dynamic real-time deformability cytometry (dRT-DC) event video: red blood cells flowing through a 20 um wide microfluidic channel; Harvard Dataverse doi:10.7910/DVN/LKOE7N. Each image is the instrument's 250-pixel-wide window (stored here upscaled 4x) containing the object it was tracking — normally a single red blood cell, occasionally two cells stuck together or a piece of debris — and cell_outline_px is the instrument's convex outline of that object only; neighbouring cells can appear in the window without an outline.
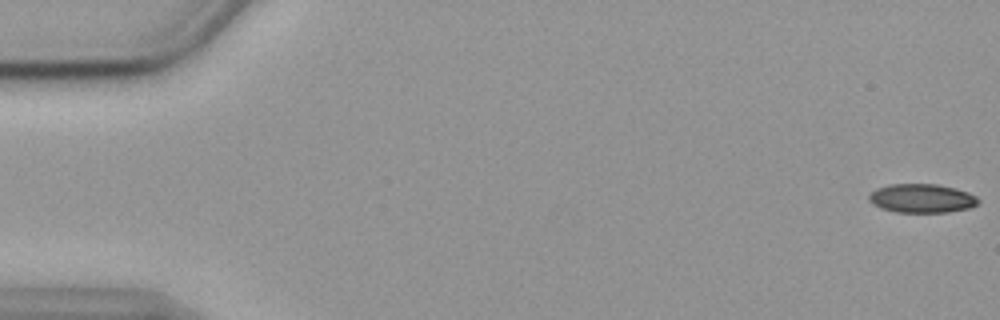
{"species": "common noctule bat (a hibernating species)", "species_latin": "Nyctalus noctula", "temperature_condition": "cold", "stored_images_in_passage": 56, "camera_frame_rate_fps": 3000, "um_per_image_px": 0.085, "animal": {"sex": "female", "body_mass_g": 19.9}, "frame": {"image": 1, "passage_image": 1, "time_ms": 0.0, "image_size_px": [1000, 320], "cell_outline_px": [[980, 200], [976, 204], [968, 208], [948, 212], [896, 212], [880, 208], [872, 204], [868, 200], [868, 196], [876, 188], [888, 184], [936, 184], [956, 188], [968, 192], [976, 196]], "centroid_in_image_um": [78.32, 16.85], "position_along_channel_um": 6.7, "area_um2": 18.44}}
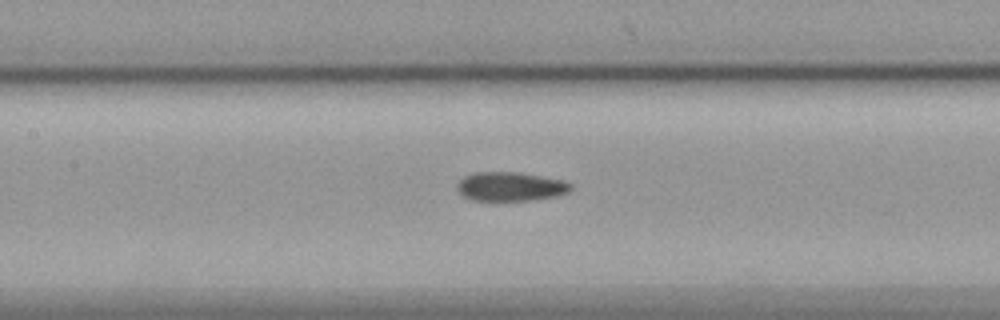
{"frame": {"image": 2, "passage_image": 26, "time_ms": 8.333, "image_size_px": [1000, 320], "cell_outline_px": [[572, 188], [568, 192], [556, 196], [528, 200], [472, 200], [464, 196], [456, 188], [456, 184], [464, 176], [476, 172], [520, 172], [564, 180], [572, 184]], "centroid_in_image_um": [43.39, 15.84], "position_along_channel_um": 164.0, "area_um2": 19.19}}
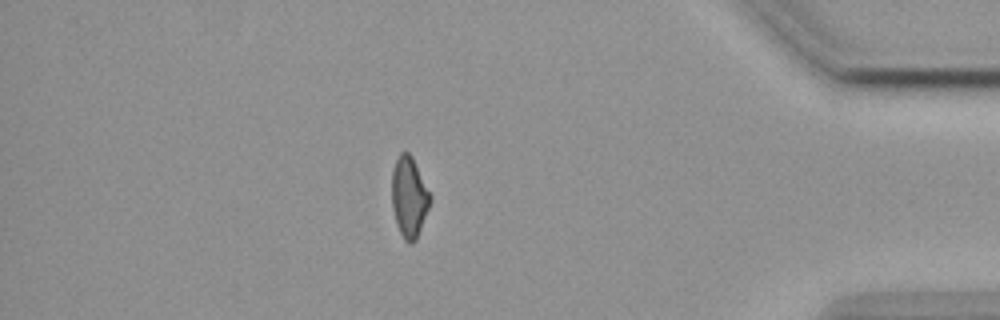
{"frame": {"image": 3, "passage_image": 49, "time_ms": 16.0, "image_size_px": [1000, 320], "cell_outline_px": [[432, 200], [416, 240], [412, 244], [408, 244], [404, 240], [396, 224], [392, 208], [392, 168], [400, 152], [408, 152], [412, 156], [432, 196]], "centroid_in_image_um": [34.78, 16.76], "position_along_channel_um": 400.4, "area_um2": 18.21}, "authors_computed_cell_mechanics": {"area_um2": 19.1896, "velocity_mm_per_s": 3.5861, "shape_relaxation_time_tau1_ms": null, "shape_relaxation_time_tau2_ms": 3.5827, "deformation_change_tau1": null, "deformation_change_tau2": 0.0856}}